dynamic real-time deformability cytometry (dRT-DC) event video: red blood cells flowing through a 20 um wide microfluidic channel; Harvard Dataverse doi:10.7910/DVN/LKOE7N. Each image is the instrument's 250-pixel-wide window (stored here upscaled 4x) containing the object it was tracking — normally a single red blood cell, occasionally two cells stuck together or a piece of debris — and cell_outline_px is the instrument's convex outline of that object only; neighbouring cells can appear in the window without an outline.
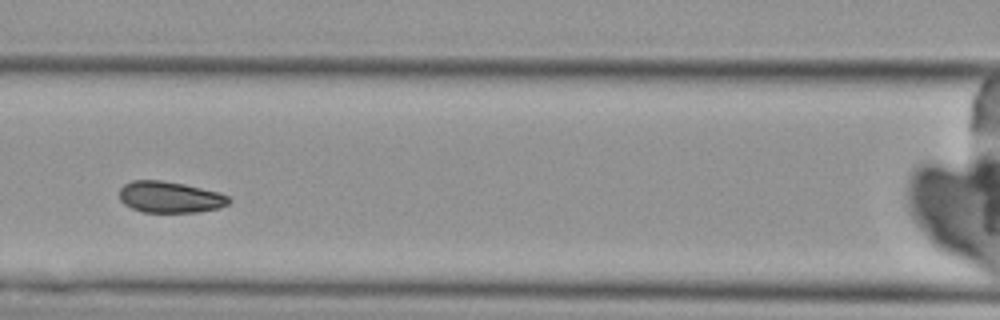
{"species": "Egyptian fruit bat (a non-hibernating species)", "species_latin": "Rousettus aegyptiacus", "temperature_condition": "cold", "stored_images_in_passage": 5, "camera_frame_rate_fps": 3000, "um_per_image_px": 0.085, "animal": {"sex": "female"}, "frame": {"image": 1, "passage_image": 3, "time_ms": 2.333, "image_size_px": [1000, 320], "cell_outline_px": [[232, 200], [228, 204], [220, 208], [196, 212], [144, 212], [132, 208], [124, 204], [120, 200], [120, 188], [124, 184], [132, 180], [160, 180], [184, 184], [220, 192], [228, 196]], "centroid_in_image_um": [14.46, 16.75], "position_along_channel_um": 152.1, "area_um2": 20.06}}
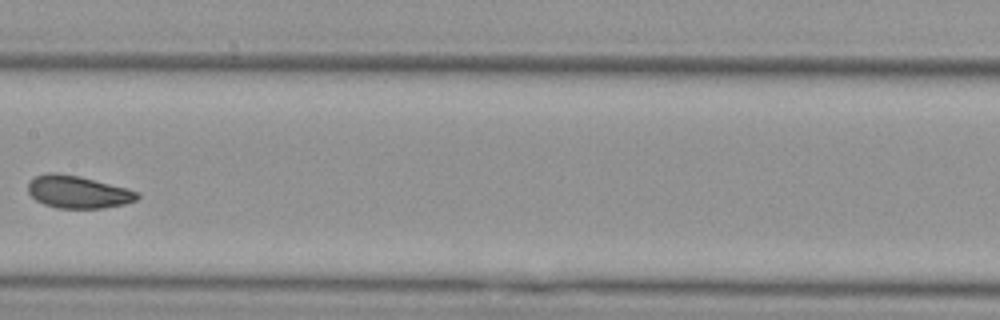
{"frame": {"image": 2, "passage_image": 4, "time_ms": 3.667, "image_size_px": [1000, 320], "cell_outline_px": [[140, 196], [136, 200], [124, 204], [104, 208], [56, 208], [44, 204], [36, 200], [28, 192], [28, 184], [36, 176], [48, 172], [56, 172], [80, 176], [124, 188], [136, 192]], "centroid_in_image_um": [6.59, 16.32], "position_along_channel_um": 200.8, "area_um2": 20.46}}
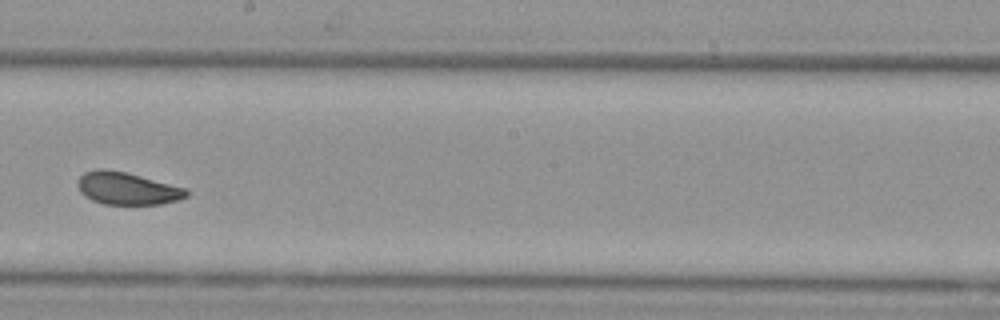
{"frame": {"image": 3, "passage_image": 5, "time_ms": 4.667, "image_size_px": [1000, 320], "cell_outline_px": [[188, 196], [180, 200], [160, 204], [104, 204], [92, 200], [84, 196], [80, 192], [76, 184], [76, 180], [84, 172], [96, 168], [104, 168], [124, 172], [140, 176], [184, 188], [188, 192]], "centroid_in_image_um": [10.74, 16.02], "position_along_channel_um": 237.5, "area_um2": 20.52}}